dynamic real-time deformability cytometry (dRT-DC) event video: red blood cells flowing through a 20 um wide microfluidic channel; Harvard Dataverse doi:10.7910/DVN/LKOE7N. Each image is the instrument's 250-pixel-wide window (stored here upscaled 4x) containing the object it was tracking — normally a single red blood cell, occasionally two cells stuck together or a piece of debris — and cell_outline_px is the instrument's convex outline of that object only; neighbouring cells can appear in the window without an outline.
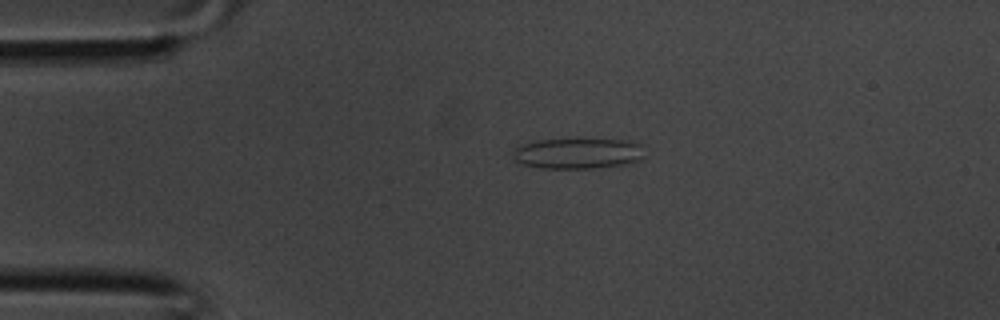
{"species": "common noctule bat (a hibernating species)", "species_latin": "Nyctalus noctula", "temperature_condition": "room temperature", "stored_images_in_passage": 32, "camera_frame_rate_fps": 3000, "um_per_image_px": 0.085, "animal": {"sex": "male", "body_mass_g": 20.1, "forearm_length_mm": 53.5}, "frame": {"image": 1, "passage_image": 3, "time_ms": 0.667, "image_size_px": [1000, 320], "cell_outline_px": [[644, 160], [624, 164], [596, 168], [540, 168], [524, 164], [516, 160], [512, 156], [512, 152], [516, 144], [532, 140], [580, 136], [620, 140], [644, 144]], "centroid_in_image_um": [49.11, 12.98], "position_along_channel_um": 35.9, "area_um2": 25.03}}
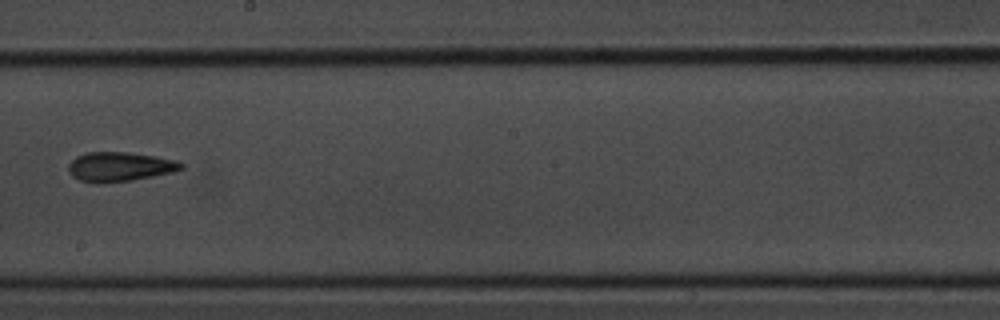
{"frame": {"image": 2, "passage_image": 16, "time_ms": 5.0, "image_size_px": [1000, 320], "cell_outline_px": [[184, 168], [172, 172], [132, 180], [96, 184], [80, 180], [72, 176], [68, 168], [68, 164], [76, 156], [84, 152], [128, 152], [152, 156], [172, 160], [184, 164]], "centroid_in_image_um": [10.11, 14.17], "position_along_channel_um": 238.1, "area_um2": 19.19}}
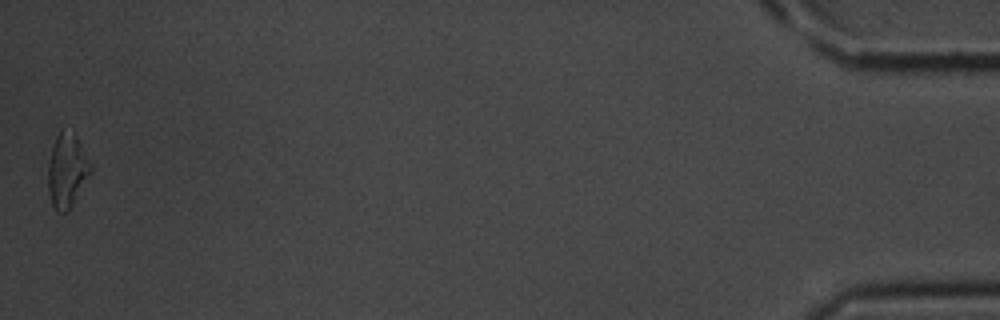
{"frame": {"image": 3, "passage_image": 32, "time_ms": 10.333, "image_size_px": [1000, 320], "cell_outline_px": [[92, 172], [72, 204], [64, 212], [56, 212], [52, 204], [48, 192], [48, 164], [52, 148], [56, 136], [60, 128], [76, 136], [92, 164]], "centroid_in_image_um": [5.69, 14.49], "position_along_channel_um": 429.5, "area_um2": 18.15}}